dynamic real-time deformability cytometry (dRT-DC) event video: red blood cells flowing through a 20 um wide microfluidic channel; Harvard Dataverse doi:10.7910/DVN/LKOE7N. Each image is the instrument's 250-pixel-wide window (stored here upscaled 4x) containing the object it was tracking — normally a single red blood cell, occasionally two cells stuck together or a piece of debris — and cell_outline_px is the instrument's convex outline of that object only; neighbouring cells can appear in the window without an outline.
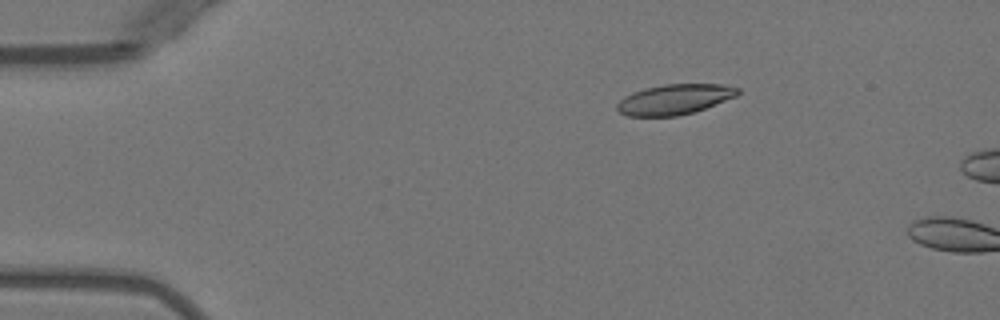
{"species": "Egyptian fruit bat (a non-hibernating species)", "species_latin": "Rousettus aegyptiacus", "temperature_condition": "warm", "stored_images_in_passage": 3, "camera_frame_rate_fps": 3000, "um_per_image_px": 0.085, "animal": {"sex": "female"}, "frame": {"image": 1, "passage_image": 2, "time_ms": 1.667, "image_size_px": [1000, 320], "cell_outline_px": [[740, 92], [736, 96], [704, 108], [692, 112], [676, 116], [628, 116], [620, 112], [616, 108], [616, 104], [624, 96], [632, 92], [664, 84], [724, 84], [740, 88]], "centroid_in_image_um": [57.33, 8.44], "position_along_channel_um": 27.7, "area_um2": 21.1}}